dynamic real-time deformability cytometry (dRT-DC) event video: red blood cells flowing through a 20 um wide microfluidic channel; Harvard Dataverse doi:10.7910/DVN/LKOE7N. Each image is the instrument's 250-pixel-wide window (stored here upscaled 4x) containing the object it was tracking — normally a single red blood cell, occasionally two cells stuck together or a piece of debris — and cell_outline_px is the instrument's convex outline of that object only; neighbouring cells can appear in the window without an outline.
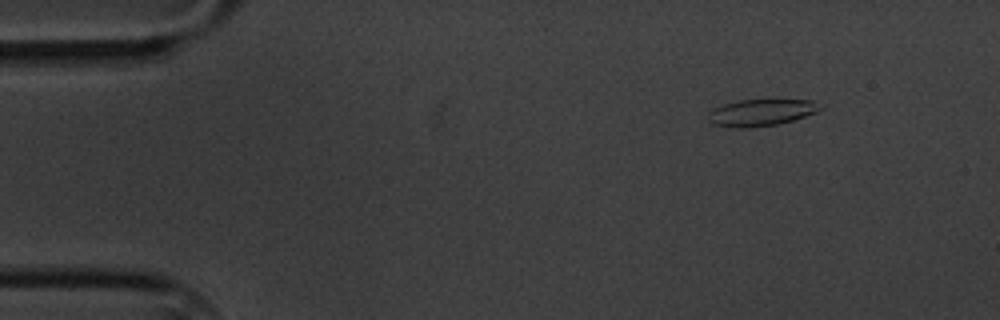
{"species": "common noctule bat (a hibernating species)", "species_latin": "Nyctalus noctula", "temperature_condition": "cold", "stored_images_in_passage": 5, "segment_of_instrument_passage": [2, 2], "camera_frame_rate_fps": 3000, "um_per_image_px": 0.085, "animal": {"sex": "male", "body_mass_g": 20.1, "forearm_length_mm": 53.5}, "frame": {"image": 1, "passage_image": 5, "time_ms": 4.667, "image_size_px": [1000, 320], "cell_outline_px": [[820, 108], [816, 112], [792, 120], [776, 124], [748, 128], [736, 128], [712, 124], [708, 120], [708, 112], [724, 104], [740, 100], [812, 100]], "centroid_in_image_um": [64.62, 9.57], "position_along_channel_um": 20.4, "area_um2": 17.05}}